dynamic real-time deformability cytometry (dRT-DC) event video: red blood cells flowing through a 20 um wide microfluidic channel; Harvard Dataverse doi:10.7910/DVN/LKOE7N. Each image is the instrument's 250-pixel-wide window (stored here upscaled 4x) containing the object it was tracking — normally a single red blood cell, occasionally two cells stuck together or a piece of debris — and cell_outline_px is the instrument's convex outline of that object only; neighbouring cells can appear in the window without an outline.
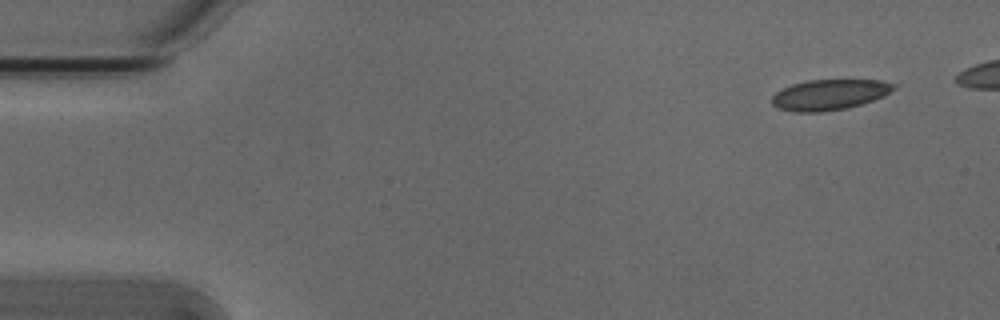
{"species": "Egyptian fruit bat (a non-hibernating species)", "species_latin": "Rousettus aegyptiacus", "temperature_condition": "cold", "stored_images_in_passage": 8, "camera_frame_rate_fps": 3000, "um_per_image_px": 0.085, "animal": {"sex": "male"}, "frame": {"image": 1, "passage_image": 1, "time_ms": 0.0, "image_size_px": [1000, 320], "cell_outline_px": [[900, 84], [896, 88], [884, 96], [848, 108], [820, 112], [796, 112], [776, 108], [772, 104], [772, 96], [776, 92], [792, 84], [808, 80], [880, 80]], "centroid_in_image_um": [70.53, 8.04], "position_along_channel_um": 14.5, "area_um2": 21.79}}